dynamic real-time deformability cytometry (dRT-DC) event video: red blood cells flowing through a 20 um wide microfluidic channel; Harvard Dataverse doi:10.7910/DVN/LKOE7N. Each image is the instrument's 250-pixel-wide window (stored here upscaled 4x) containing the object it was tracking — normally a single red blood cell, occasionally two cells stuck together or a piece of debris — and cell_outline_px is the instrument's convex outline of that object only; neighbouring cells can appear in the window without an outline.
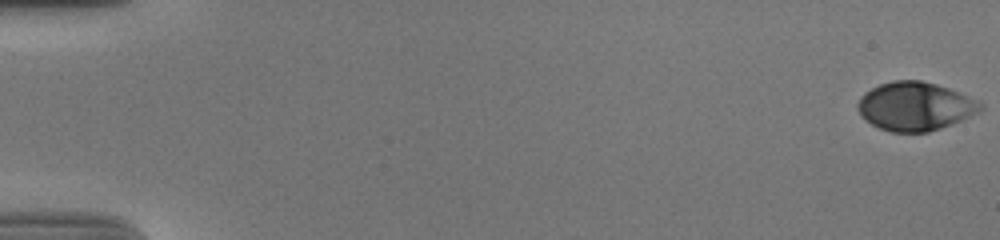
{"species": "human", "species_latin": "Homo sapiens", "temperature_condition": "cold", "stored_images_in_passage": 57, "camera_frame_rate_fps": 3000, "um_per_image_px": 0.085, "donor": {"sex": "male"}, "frame": {"image": 1, "passage_image": 1, "time_ms": 0.0, "image_size_px": [1000, 240], "cell_outline_px": [[984, 108], [952, 124], [928, 132], [892, 132], [880, 128], [864, 120], [860, 116], [856, 108], [856, 104], [860, 96], [864, 92], [880, 84], [892, 80], [920, 80], [936, 84], [948, 88], [980, 100], [984, 104]], "centroid_in_image_um": [77.75, 9.03], "position_along_channel_um": 7.3, "area_um2": 34.91}}
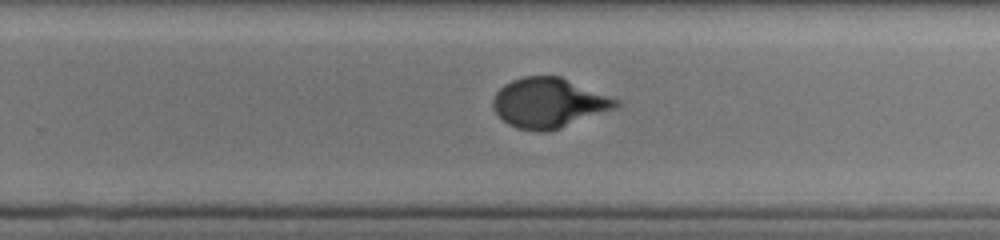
{"frame": {"image": 2, "passage_image": 38, "time_ms": 12.333, "image_size_px": [1000, 240], "cell_outline_px": [[624, 104], [620, 108], [548, 132], [540, 132], [516, 128], [508, 124], [492, 108], [492, 100], [496, 92], [504, 84], [512, 80], [524, 76], [560, 76], [620, 100]], "centroid_in_image_um": [46.7, 8.76], "position_along_channel_um": 283.1, "area_um2": 36.13}}
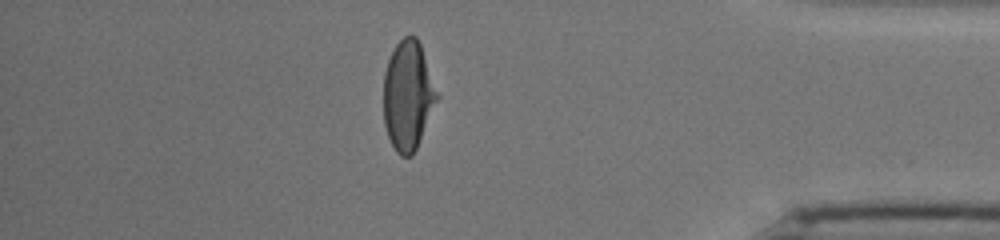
{"frame": {"image": 3, "passage_image": 50, "time_ms": 16.333, "image_size_px": [1000, 240], "cell_outline_px": [[440, 96], [416, 148], [412, 156], [400, 156], [396, 152], [388, 136], [384, 124], [384, 72], [388, 60], [396, 44], [404, 36], [416, 36], [420, 44]], "centroid_in_image_um": [34.68, 8.12], "position_along_channel_um": 400.5, "area_um2": 33.99}, "authors_computed_cell_mechanics": {"area_um2": 35.3736, "velocity_mm_per_s": 3.6896, "shape_relaxation_time_tau1_ms": 4.6208, "shape_relaxation_time_tau2_ms": null, "deformation_change_tau1": 0.1999, "deformation_change_tau2": null}}